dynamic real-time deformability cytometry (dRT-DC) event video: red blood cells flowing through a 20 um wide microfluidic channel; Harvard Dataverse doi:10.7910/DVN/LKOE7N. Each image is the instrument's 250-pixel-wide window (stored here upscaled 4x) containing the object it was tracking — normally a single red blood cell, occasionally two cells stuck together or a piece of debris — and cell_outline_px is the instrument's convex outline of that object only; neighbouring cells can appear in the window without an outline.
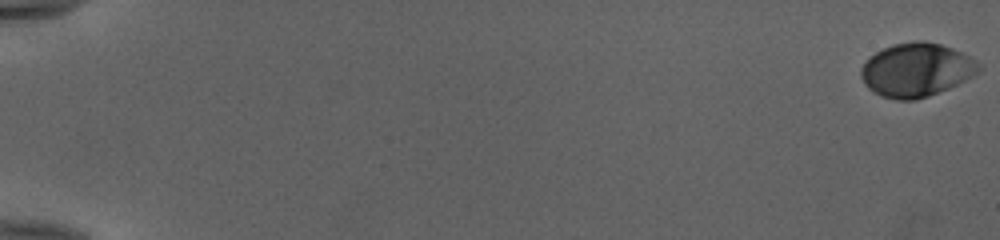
{"species": "human", "species_latin": "Homo sapiens", "temperature_condition": "cold", "stored_images_in_passage": 54, "camera_frame_rate_fps": 3000, "um_per_image_px": 0.085, "donor": {"sex": "female"}, "frame": {"image": 1, "passage_image": 1, "time_ms": 0.0, "image_size_px": [1000, 240], "cell_outline_px": [[980, 72], [948, 88], [928, 96], [916, 100], [896, 100], [880, 96], [872, 92], [864, 84], [860, 76], [860, 68], [876, 52], [892, 44], [916, 40], [920, 40], [940, 44], [952, 48], [976, 60], [980, 64]], "centroid_in_image_um": [77.87, 5.95], "position_along_channel_um": 7.1, "area_um2": 36.76}}
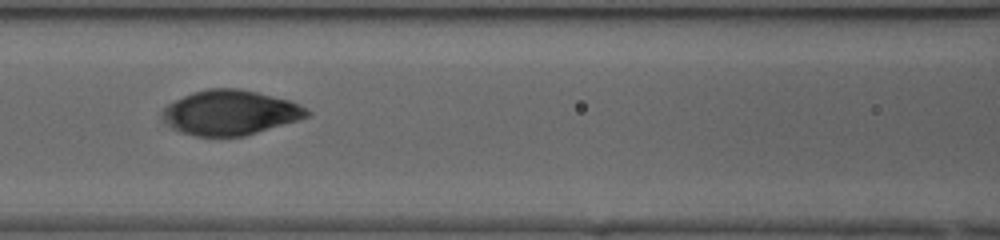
{"frame": {"image": 2, "passage_image": 27, "time_ms": 8.667, "image_size_px": [1000, 240], "cell_outline_px": [[312, 112], [308, 116], [296, 120], [244, 136], [196, 136], [180, 132], [168, 120], [164, 112], [176, 100], [192, 92], [208, 88], [236, 88], [256, 92], [288, 100]], "centroid_in_image_um": [19.63, 9.56], "position_along_channel_um": 147.0, "area_um2": 36.47}}
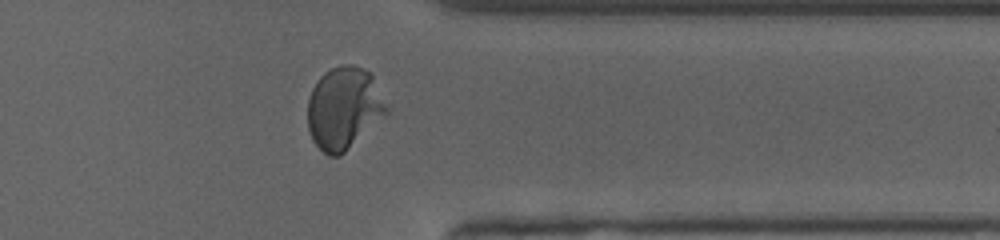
{"frame": {"image": 3, "passage_image": 45, "time_ms": 14.667, "image_size_px": [1000, 240], "cell_outline_px": [[388, 112], [340, 156], [328, 156], [312, 140], [308, 128], [308, 100], [312, 88], [320, 76], [324, 72], [340, 64], [352, 64], [364, 68], [372, 72], [388, 108]], "centroid_in_image_um": [29.22, 9.16], "position_along_channel_um": 382.2, "area_um2": 37.8}, "authors_computed_cell_mechanics": {"area_um2": 36.414, "velocity_mm_per_s": 3.9714, "shape_relaxation_time_tau1_ms": 4.0933, "shape_relaxation_time_tau2_ms": null, "deformation_change_tau1": 0.1656, "deformation_change_tau2": null}}